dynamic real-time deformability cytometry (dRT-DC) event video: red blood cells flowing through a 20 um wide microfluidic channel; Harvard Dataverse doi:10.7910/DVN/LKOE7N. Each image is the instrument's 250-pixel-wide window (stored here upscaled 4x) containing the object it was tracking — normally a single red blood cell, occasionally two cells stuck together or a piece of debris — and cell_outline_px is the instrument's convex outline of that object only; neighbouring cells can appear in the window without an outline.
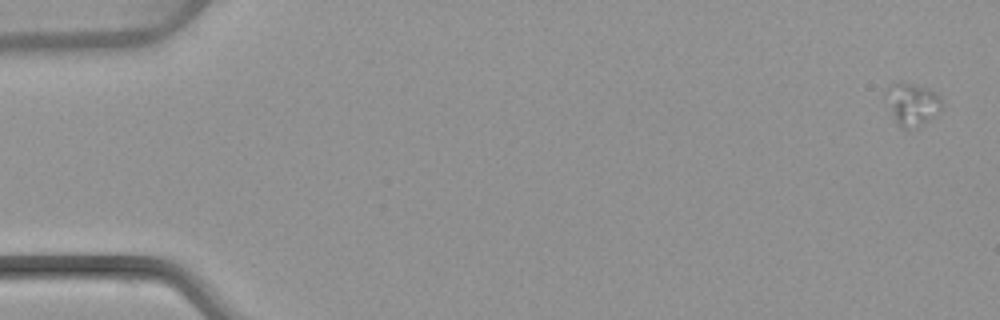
{"species": "common noctule bat (a hibernating species)", "species_latin": "Nyctalus noctula", "temperature_condition": "warm", "stored_images_in_passage": 4, "camera_frame_rate_fps": 3000, "um_per_image_px": 0.085, "animal": {"sex": "female", "body_mass_g": 22.7, "forearm_length_mm": 54.2}, "frame": {"image": 1, "passage_image": 1, "time_ms": 0.0, "image_size_px": [1000, 320], "cell_outline_px": [[944, 108], [920, 128], [900, 128], [896, 124], [892, 116], [884, 96], [884, 88], [892, 84], [908, 84], [928, 88], [936, 92], [940, 96], [944, 104]], "centroid_in_image_um": [77.55, 8.9], "position_along_channel_um": 7.5, "area_um2": 14.28}}